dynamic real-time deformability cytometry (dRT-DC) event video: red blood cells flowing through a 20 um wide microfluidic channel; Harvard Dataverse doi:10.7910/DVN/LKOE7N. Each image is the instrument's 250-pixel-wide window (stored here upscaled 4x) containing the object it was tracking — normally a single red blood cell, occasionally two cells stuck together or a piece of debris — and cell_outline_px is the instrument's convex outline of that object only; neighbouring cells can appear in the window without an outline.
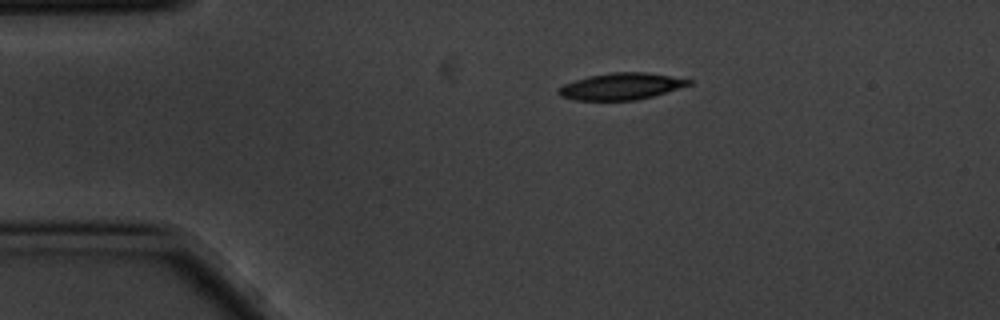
{"species": "common noctule bat (a hibernating species)", "species_latin": "Nyctalus noctula", "temperature_condition": "cold", "stored_images_in_passage": 4, "camera_frame_rate_fps": 3000, "um_per_image_px": 0.085, "animal": {"sex": "male", "body_mass_g": 20.1, "forearm_length_mm": 53.5}, "frame": {"image": 1, "passage_image": 1, "time_ms": 0.0, "image_size_px": [1000, 320], "cell_outline_px": [[692, 84], [652, 96], [636, 100], [576, 100], [560, 96], [556, 92], [564, 84], [588, 76], [612, 72], [648, 72], [692, 80]], "centroid_in_image_um": [52.79, 7.33], "position_along_channel_um": 32.2, "area_um2": 20.06}}
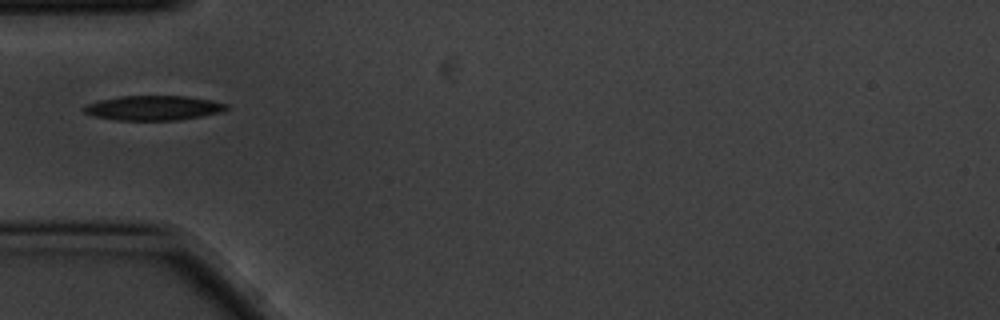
{"frame": {"image": 2, "passage_image": 3, "time_ms": 0.667, "image_size_px": [1000, 320], "cell_outline_px": [[228, 108], [220, 112], [180, 120], [116, 120], [92, 116], [84, 112], [80, 108], [84, 104], [100, 100], [120, 96], [188, 96], [228, 104]], "centroid_in_image_um": [12.96, 9.17], "position_along_channel_um": 72.0, "area_um2": 20.52}}